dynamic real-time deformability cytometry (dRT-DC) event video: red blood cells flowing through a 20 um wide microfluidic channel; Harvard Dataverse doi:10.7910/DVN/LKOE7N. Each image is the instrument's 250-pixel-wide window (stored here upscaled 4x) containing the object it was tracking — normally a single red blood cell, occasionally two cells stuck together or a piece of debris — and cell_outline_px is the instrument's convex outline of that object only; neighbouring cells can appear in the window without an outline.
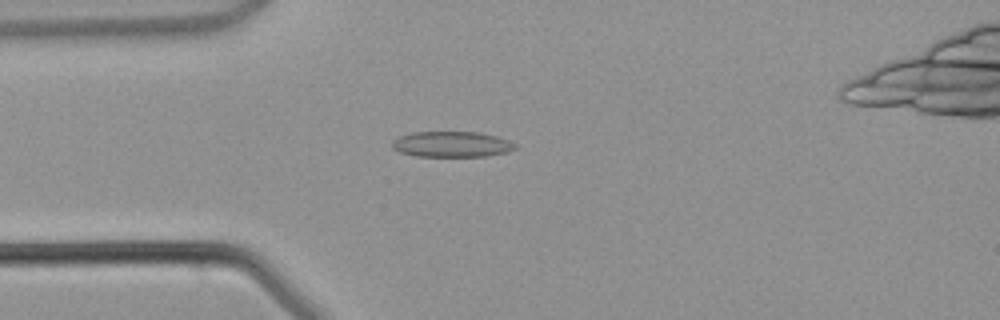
{"species": "common noctule bat (a hibernating species)", "species_latin": "Nyctalus noctula", "temperature_condition": "warm", "stored_images_in_passage": 37, "camera_frame_rate_fps": 3000, "um_per_image_px": 0.085, "animal": {"sex": "male", "body_mass_g": 21.5, "forearm_length_mm": 52.0}, "frame": {"image": 1, "passage_image": 7, "time_ms": 2.0, "image_size_px": [1000, 320], "cell_outline_px": [[516, 148], [508, 152], [484, 156], [416, 156], [400, 152], [392, 148], [392, 140], [400, 136], [412, 132], [480, 132], [496, 136], [508, 140], [516, 144]], "centroid_in_image_um": [38.39, 12.26], "position_along_channel_um": 46.6, "area_um2": 18.38}}
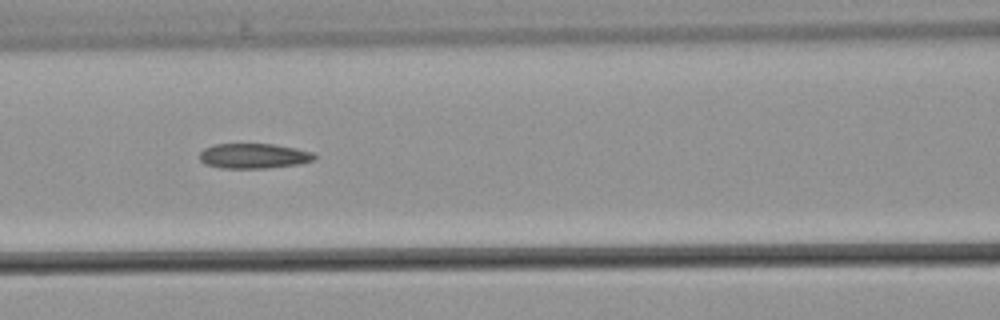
{"frame": {"image": 2, "passage_image": 14, "time_ms": 4.333, "image_size_px": [1000, 320], "cell_outline_px": [[320, 156], [316, 160], [300, 164], [268, 168], [220, 168], [204, 164], [200, 160], [200, 152], [204, 148], [216, 144], [272, 144], [296, 148], [312, 152]], "centroid_in_image_um": [21.62, 13.26], "position_along_channel_um": 145.0, "area_um2": 16.99}}
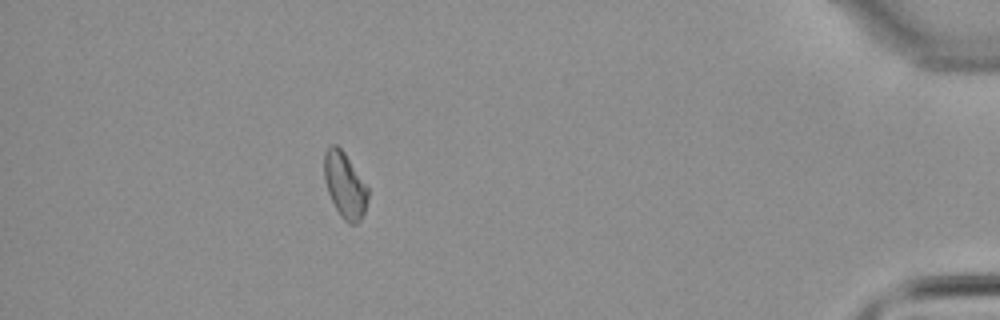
{"frame": {"image": 3, "passage_image": 35, "time_ms": 11.333, "image_size_px": [1000, 320], "cell_outline_px": [[368, 200], [364, 212], [360, 220], [356, 224], [348, 224], [340, 216], [328, 192], [324, 180], [324, 152], [332, 144], [336, 144], [344, 152], [368, 188]], "centroid_in_image_um": [29.3, 15.75], "position_along_channel_um": 405.9, "area_um2": 16.59}}